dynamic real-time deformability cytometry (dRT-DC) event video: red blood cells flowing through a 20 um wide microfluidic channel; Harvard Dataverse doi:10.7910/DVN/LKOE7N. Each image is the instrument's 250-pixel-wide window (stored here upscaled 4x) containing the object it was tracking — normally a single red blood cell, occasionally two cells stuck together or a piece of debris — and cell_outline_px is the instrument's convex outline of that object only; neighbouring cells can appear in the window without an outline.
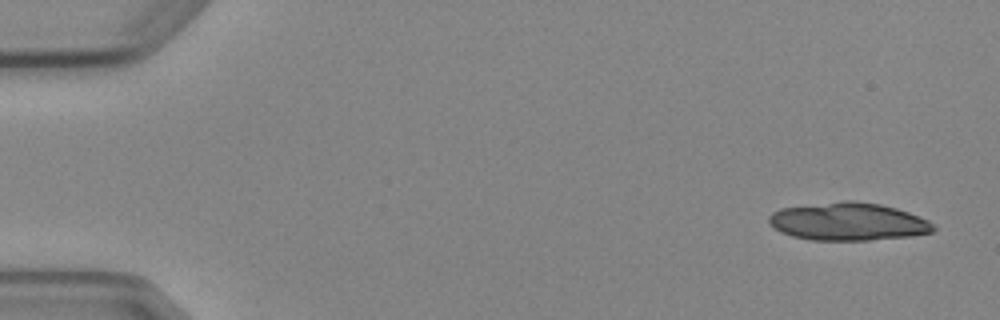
{"species": "Egyptian fruit bat (a non-hibernating species)", "species_latin": "Rousettus aegyptiacus", "temperature_condition": "cold", "stored_images_in_passage": 4, "camera_frame_rate_fps": 3000, "um_per_image_px": 0.085, "animal": {"sex": "female"}, "frame": {"image": 1, "passage_image": 1, "time_ms": 0.0, "image_size_px": [1000, 320], "cell_outline_px": [[936, 228], [932, 232], [912, 236], [868, 240], [808, 240], [792, 236], [780, 232], [768, 224], [768, 216], [772, 212], [780, 208], [844, 200], [852, 200], [880, 204], [896, 208], [920, 216], [928, 220]], "centroid_in_image_um": [72.06, 18.83], "position_along_channel_um": 12.9, "area_um2": 36.53}}